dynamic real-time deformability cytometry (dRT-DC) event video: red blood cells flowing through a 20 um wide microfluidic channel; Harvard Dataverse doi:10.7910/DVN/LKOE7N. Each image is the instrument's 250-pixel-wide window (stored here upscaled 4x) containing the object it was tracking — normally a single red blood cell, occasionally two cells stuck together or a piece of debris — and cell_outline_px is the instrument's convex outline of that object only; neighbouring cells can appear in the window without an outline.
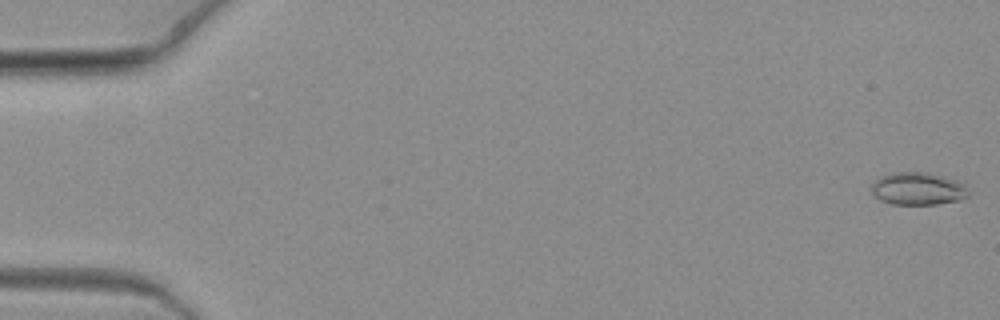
{"species": "common noctule bat (a hibernating species)", "species_latin": "Nyctalus noctula", "temperature_condition": "warm", "stored_images_in_passage": 7, "camera_frame_rate_fps": 3000, "um_per_image_px": 0.085, "animal": {"sex": "female", "body_mass_g": 19.3, "forearm_length_mm": 54.1}, "frame": {"image": 1, "passage_image": 1, "time_ms": 0.0, "image_size_px": [1000, 320], "cell_outline_px": [[968, 196], [960, 200], [936, 204], [892, 204], [880, 200], [872, 192], [872, 184], [876, 180], [892, 172], [924, 172], [944, 176], [956, 180], [964, 184], [968, 192]], "centroid_in_image_um": [78.04, 16.04], "position_along_channel_um": 7.0, "area_um2": 18.26}}
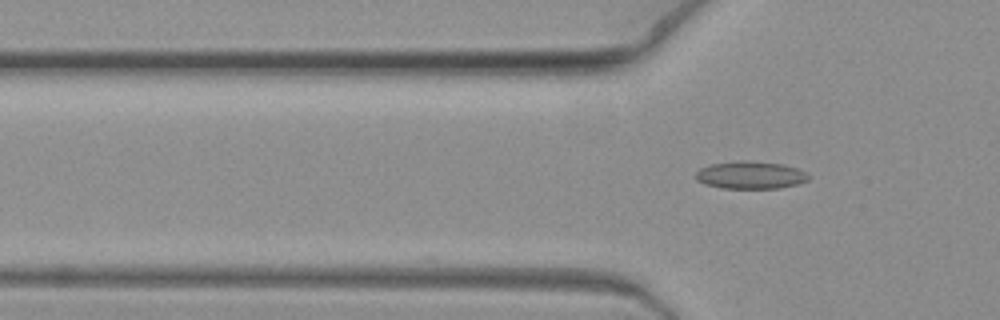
{"frame": {"image": 2, "passage_image": 7, "time_ms": 2.0, "image_size_px": [1000, 320], "cell_outline_px": [[808, 180], [796, 184], [780, 188], [720, 188], [704, 184], [696, 180], [696, 172], [700, 168], [712, 164], [784, 164], [796, 168], [804, 172], [808, 176]], "centroid_in_image_um": [63.77, 14.95], "position_along_channel_um": 62.0, "area_um2": 16.94}}